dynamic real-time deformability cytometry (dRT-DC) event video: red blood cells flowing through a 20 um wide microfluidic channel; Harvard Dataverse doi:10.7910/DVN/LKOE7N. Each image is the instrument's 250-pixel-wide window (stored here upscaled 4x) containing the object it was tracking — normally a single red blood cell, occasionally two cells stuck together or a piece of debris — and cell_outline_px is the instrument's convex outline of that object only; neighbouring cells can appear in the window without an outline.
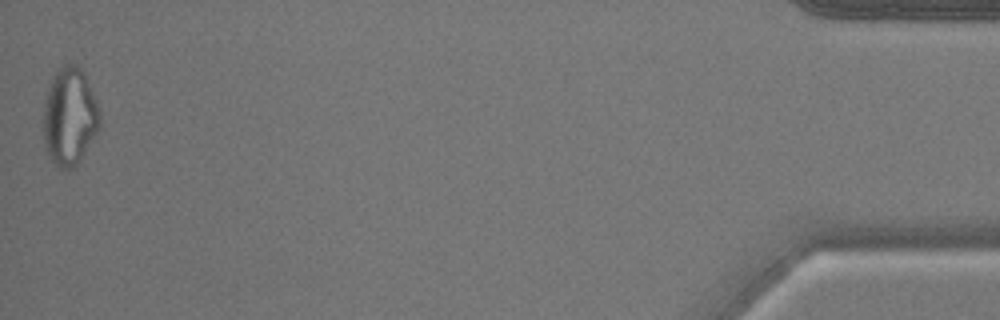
{"species": "common noctule bat (a hibernating species)", "species_latin": "Nyctalus noctula", "temperature_condition": "warm", "stored_images_in_passage": 50, "camera_frame_rate_fps": 3000, "um_per_image_px": 0.085, "animal": {"sex": "male", "body_mass_g": 17.9}, "frame": {"image": 1, "passage_image": 50, "time_ms": 16.333, "image_size_px": [1000, 320], "cell_outline_px": [[100, 128], [76, 168], [56, 168], [44, 144], [44, 104], [48, 88], [52, 76], [64, 64], [76, 64], [84, 72], [100, 108]], "centroid_in_image_um": [5.94, 9.92], "position_along_channel_um": 429.3, "area_um2": 32.37}}